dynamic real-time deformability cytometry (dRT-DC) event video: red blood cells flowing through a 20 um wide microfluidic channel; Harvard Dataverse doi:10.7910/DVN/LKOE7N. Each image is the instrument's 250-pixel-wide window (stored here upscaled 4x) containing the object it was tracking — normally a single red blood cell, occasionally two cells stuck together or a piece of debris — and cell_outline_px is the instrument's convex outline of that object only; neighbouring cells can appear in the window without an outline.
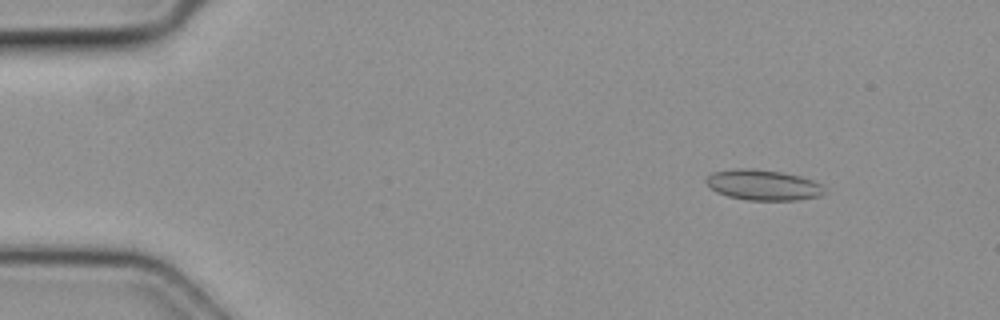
{"species": "common noctule bat (a hibernating species)", "species_latin": "Nyctalus noctula", "temperature_condition": "cold", "stored_images_in_passage": 17, "camera_frame_rate_fps": 3000, "um_per_image_px": 0.085, "animal": {"sex": "female", "body_mass_g": 19.3, "forearm_length_mm": 54.1}, "frame": {"image": 1, "passage_image": 6, "time_ms": 1.667, "image_size_px": [1000, 320], "cell_outline_px": [[828, 192], [820, 196], [796, 200], [748, 200], [728, 196], [716, 192], [704, 180], [712, 172], [736, 168], [752, 168], [780, 172], [800, 176], [812, 180], [820, 184]], "centroid_in_image_um": [64.87, 15.72], "position_along_channel_um": 20.1, "area_um2": 21.04}}